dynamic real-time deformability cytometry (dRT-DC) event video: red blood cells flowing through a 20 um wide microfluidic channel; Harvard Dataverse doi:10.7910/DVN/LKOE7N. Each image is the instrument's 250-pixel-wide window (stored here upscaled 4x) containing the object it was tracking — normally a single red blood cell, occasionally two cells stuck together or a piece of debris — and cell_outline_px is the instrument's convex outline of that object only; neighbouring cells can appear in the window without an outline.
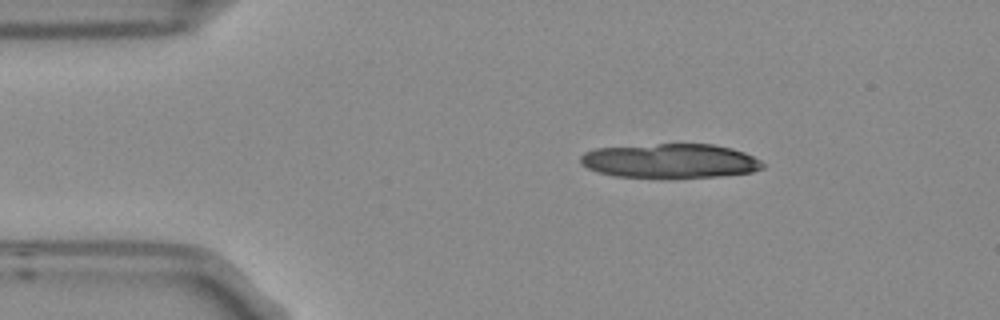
{"species": "Egyptian fruit bat (a non-hibernating species)", "species_latin": "Rousettus aegyptiacus", "temperature_condition": "room temperature", "stored_images_in_passage": 2, "camera_frame_rate_fps": 3000, "um_per_image_px": 0.085, "frame": {"image": 1, "passage_image": 2, "time_ms": 0.333, "image_size_px": [1000, 320], "cell_outline_px": [[764, 168], [752, 172], [720, 176], [612, 176], [596, 172], [580, 164], [580, 156], [584, 152], [596, 148], [656, 144], [712, 144], [732, 148], [744, 152], [760, 160], [764, 164]], "centroid_in_image_um": [56.95, 13.65], "position_along_channel_um": 28.1, "area_um2": 36.01}}